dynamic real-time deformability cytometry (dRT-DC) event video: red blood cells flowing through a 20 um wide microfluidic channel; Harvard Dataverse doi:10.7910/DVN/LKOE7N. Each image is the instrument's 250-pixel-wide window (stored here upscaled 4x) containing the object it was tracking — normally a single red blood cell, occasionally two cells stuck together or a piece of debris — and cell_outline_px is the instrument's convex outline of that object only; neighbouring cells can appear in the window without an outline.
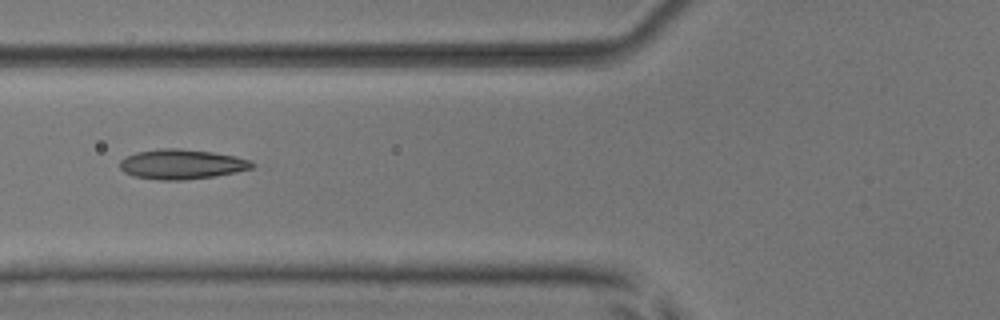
{"species": "common noctule bat (a hibernating species)", "species_latin": "Nyctalus noctula", "temperature_condition": "room temperature", "stored_images_in_passage": 9, "camera_frame_rate_fps": 3000, "um_per_image_px": 0.085, "animal": {"sex": "male", "body_mass_g": 17.9, "forearm_length_mm": 54.2}, "frame": {"image": 1, "passage_image": 6, "time_ms": 1.667, "image_size_px": [1000, 320], "cell_outline_px": [[256, 164], [252, 168], [236, 172], [216, 176], [184, 180], [160, 180], [132, 176], [124, 172], [120, 168], [120, 160], [136, 152], [160, 148], [180, 148], [212, 152], [236, 156], [252, 160]], "centroid_in_image_um": [15.47, 13.96], "position_along_channel_um": 110.3, "area_um2": 23.18}}
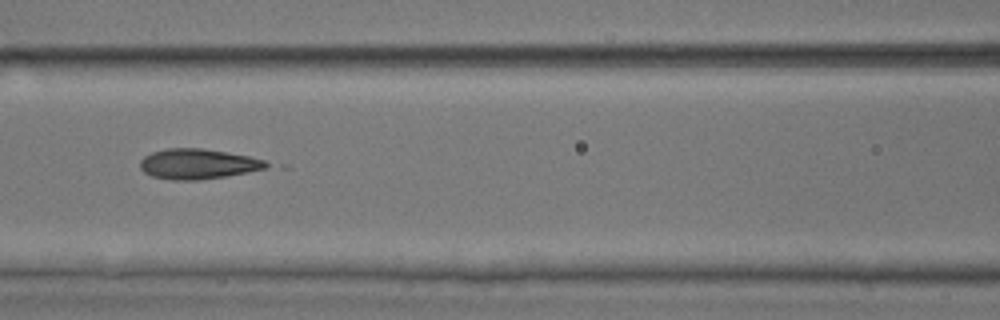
{"frame": {"image": 2, "passage_image": 7, "time_ms": 2.0, "image_size_px": [1000, 320], "cell_outline_px": [[272, 164], [268, 168], [224, 176], [200, 180], [172, 180], [152, 176], [144, 172], [140, 168], [140, 160], [144, 156], [152, 152], [168, 148], [204, 148], [248, 156], [264, 160]], "centroid_in_image_um": [16.82, 13.93], "position_along_channel_um": 149.8, "area_um2": 22.2}}
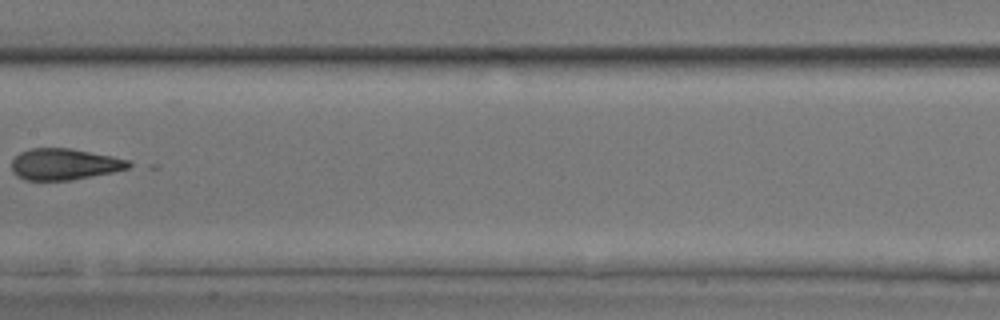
{"frame": {"image": 3, "passage_image": 8, "time_ms": 2.333, "image_size_px": [1000, 320], "cell_outline_px": [[136, 164], [128, 168], [112, 172], [68, 180], [24, 180], [16, 176], [12, 172], [12, 160], [20, 152], [32, 148], [72, 148], [112, 156], [128, 160]], "centroid_in_image_um": [5.47, 13.95], "position_along_channel_um": 201.9, "area_um2": 21.39}}